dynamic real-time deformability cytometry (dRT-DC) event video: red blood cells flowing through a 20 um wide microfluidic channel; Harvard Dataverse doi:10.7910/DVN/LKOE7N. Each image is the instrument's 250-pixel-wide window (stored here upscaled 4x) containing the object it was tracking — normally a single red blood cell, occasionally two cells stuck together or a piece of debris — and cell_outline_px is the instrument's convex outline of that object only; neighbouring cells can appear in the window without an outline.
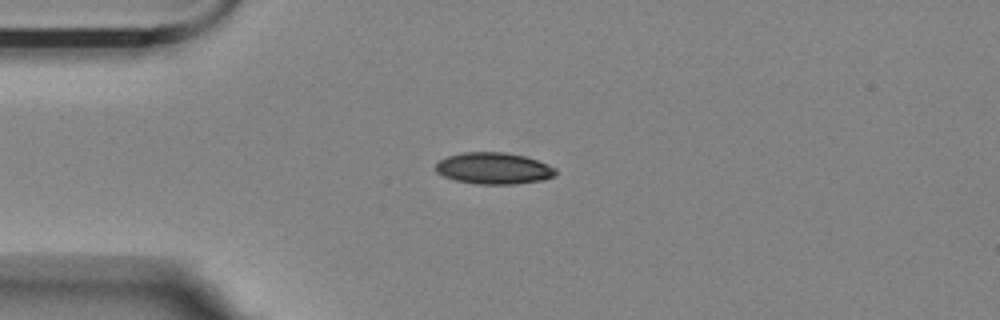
{"species": "Egyptian fruit bat (a non-hibernating species)", "species_latin": "Rousettus aegyptiacus", "temperature_condition": "room temperature", "stored_images_in_passage": 1, "camera_frame_rate_fps": 3000, "um_per_image_px": 0.085, "animal": {"sex": "female"}, "frame": {"image": 1, "passage_image": 1, "time_ms": 0.0, "image_size_px": [1000, 320], "cell_outline_px": [[556, 176], [544, 180], [516, 184], [476, 184], [456, 180], [444, 176], [436, 172], [436, 164], [440, 160], [448, 156], [464, 152], [504, 152], [524, 156], [548, 164], [556, 168]], "centroid_in_image_um": [42.0, 14.31], "position_along_channel_um": 43.0, "area_um2": 22.08}}